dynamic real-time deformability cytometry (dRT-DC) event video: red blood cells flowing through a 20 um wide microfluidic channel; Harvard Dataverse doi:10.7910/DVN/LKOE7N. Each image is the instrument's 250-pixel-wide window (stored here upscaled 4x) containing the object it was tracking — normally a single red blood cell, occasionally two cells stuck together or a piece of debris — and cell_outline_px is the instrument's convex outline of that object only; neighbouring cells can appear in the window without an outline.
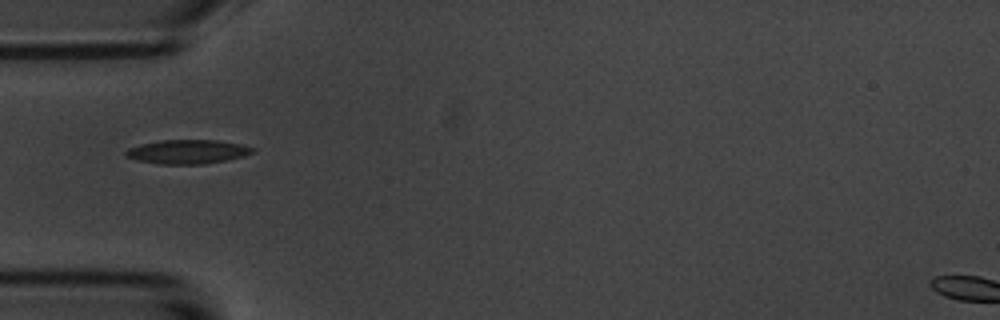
{"species": "common noctule bat (a hibernating species)", "species_latin": "Nyctalus noctula", "temperature_condition": "room temperature", "stored_images_in_passage": 6, "camera_frame_rate_fps": 3000, "um_per_image_px": 0.085, "animal": {"sex": "male", "body_mass_g": 20.1, "forearm_length_mm": 53.5}, "frame": {"image": 1, "passage_image": 1, "time_ms": 0.0, "image_size_px": [1000, 320], "cell_outline_px": [[256, 152], [244, 156], [204, 164], [160, 164], [140, 160], [124, 156], [124, 152], [128, 148], [160, 140], [216, 140], [240, 144], [256, 148]], "centroid_in_image_um": [15.98, 12.89], "position_along_channel_um": 69.0, "area_um2": 17.63}}